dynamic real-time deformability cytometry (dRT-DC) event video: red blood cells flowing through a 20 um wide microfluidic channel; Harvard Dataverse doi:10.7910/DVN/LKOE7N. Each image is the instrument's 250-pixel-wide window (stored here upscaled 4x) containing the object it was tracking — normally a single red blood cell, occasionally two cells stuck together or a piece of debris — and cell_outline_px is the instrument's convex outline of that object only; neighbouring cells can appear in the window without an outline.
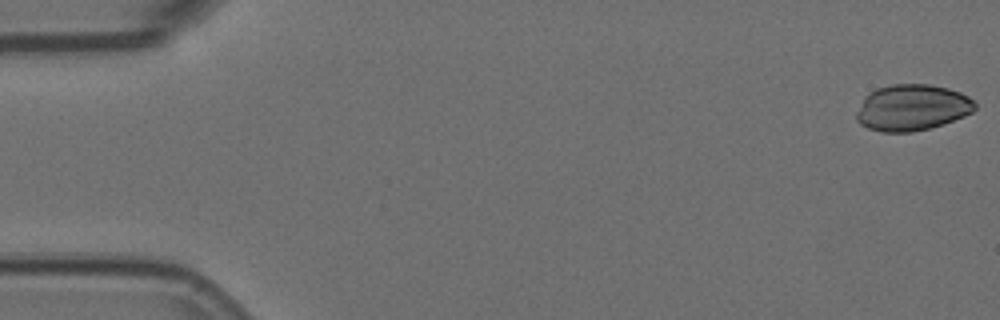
{"species": "Egyptian fruit bat (a non-hibernating species)", "species_latin": "Rousettus aegyptiacus", "temperature_condition": "room temperature", "stored_images_in_passage": 7, "camera_frame_rate_fps": 3000, "um_per_image_px": 0.085, "animal": {"sex": "female"}, "frame": {"image": 1, "passage_image": 1, "time_ms": 0.0, "image_size_px": [1000, 320], "cell_outline_px": [[976, 108], [972, 112], [964, 116], [944, 124], [912, 132], [880, 132], [868, 128], [860, 124], [856, 120], [856, 112], [864, 96], [876, 88], [892, 84], [928, 84], [948, 88], [960, 92], [968, 96], [976, 104]], "centroid_in_image_um": [77.51, 9.14], "position_along_channel_um": 7.5, "area_um2": 32.08}}
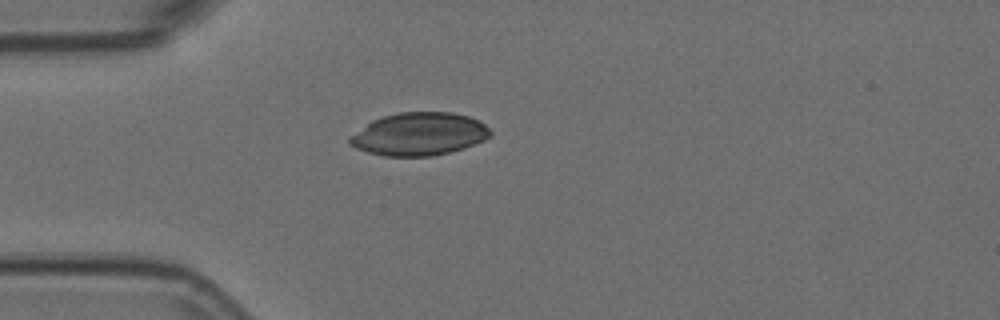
{"frame": {"image": 2, "passage_image": 5, "time_ms": 1.333, "image_size_px": [1000, 320], "cell_outline_px": [[492, 136], [484, 140], [464, 148], [432, 156], [384, 156], [368, 152], [356, 148], [348, 144], [348, 136], [372, 120], [384, 116], [400, 112], [452, 112], [468, 116], [480, 120], [492, 132]], "centroid_in_image_um": [35.62, 11.39], "position_along_channel_um": 49.4, "area_um2": 35.26}}
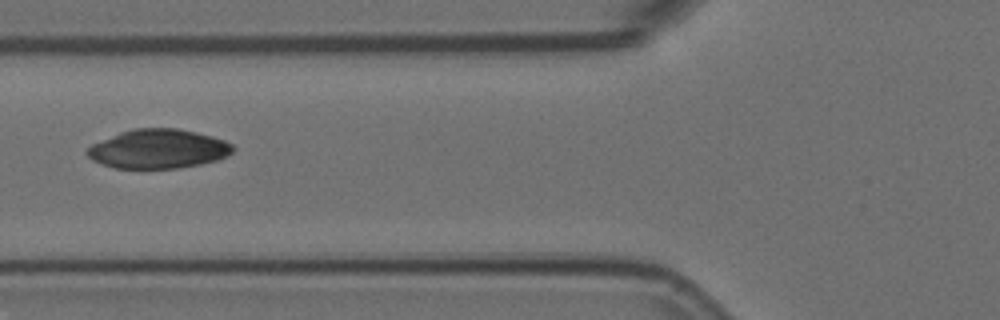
{"frame": {"image": 3, "passage_image": 7, "time_ms": 2.0, "image_size_px": [1000, 320], "cell_outline_px": [[236, 148], [232, 152], [216, 160], [200, 164], [176, 168], [116, 168], [92, 160], [84, 152], [92, 144], [120, 132], [132, 128], [176, 128], [196, 132], [212, 136], [224, 140], [232, 144]], "centroid_in_image_um": [13.44, 12.65], "position_along_channel_um": 112.4, "area_um2": 33.06}}